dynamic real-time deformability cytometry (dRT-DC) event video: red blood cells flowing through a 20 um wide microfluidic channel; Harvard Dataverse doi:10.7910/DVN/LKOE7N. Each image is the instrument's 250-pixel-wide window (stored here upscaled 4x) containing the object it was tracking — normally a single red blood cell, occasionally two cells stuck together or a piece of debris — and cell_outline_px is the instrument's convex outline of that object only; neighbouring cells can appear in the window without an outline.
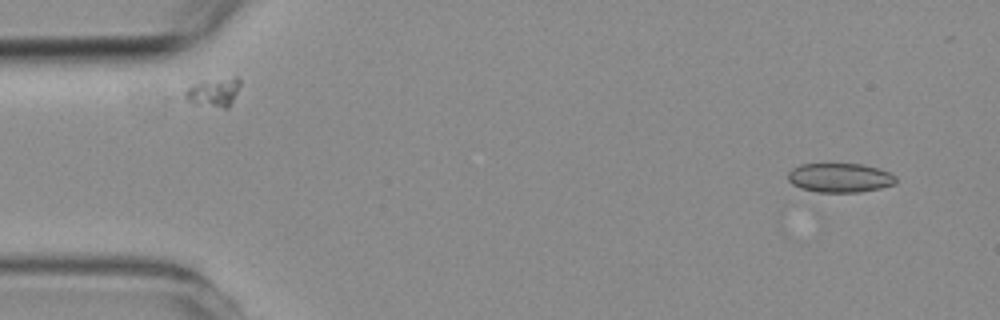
{"species": "common noctule bat (a hibernating species)", "species_latin": "Nyctalus noctula", "temperature_condition": "room temperature", "stored_images_in_passage": 5, "camera_frame_rate_fps": 3000, "um_per_image_px": 0.085, "animal": {"sex": "female", "body_mass_g": 19.3, "forearm_length_mm": 54.1}, "frame": {"image": 1, "passage_image": 1, "time_ms": 0.0, "image_size_px": [1000, 320], "cell_outline_px": [[896, 184], [880, 188], [860, 192], [816, 192], [800, 188], [792, 184], [788, 180], [788, 172], [792, 168], [800, 164], [860, 164], [880, 168], [896, 176]], "centroid_in_image_um": [71.39, 15.11], "position_along_channel_um": 13.6, "area_um2": 18.5}}
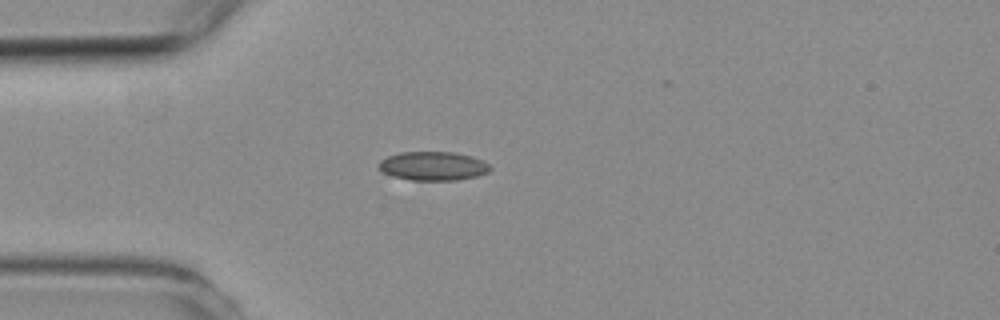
{"frame": {"image": 2, "passage_image": 4, "time_ms": 3.333, "image_size_px": [1000, 320], "cell_outline_px": [[492, 168], [488, 172], [476, 176], [456, 180], [412, 180], [392, 176], [384, 172], [380, 168], [380, 160], [388, 156], [400, 152], [456, 152], [472, 156], [484, 160]], "centroid_in_image_um": [36.85, 14.1], "position_along_channel_um": 48.2, "area_um2": 18.67}}